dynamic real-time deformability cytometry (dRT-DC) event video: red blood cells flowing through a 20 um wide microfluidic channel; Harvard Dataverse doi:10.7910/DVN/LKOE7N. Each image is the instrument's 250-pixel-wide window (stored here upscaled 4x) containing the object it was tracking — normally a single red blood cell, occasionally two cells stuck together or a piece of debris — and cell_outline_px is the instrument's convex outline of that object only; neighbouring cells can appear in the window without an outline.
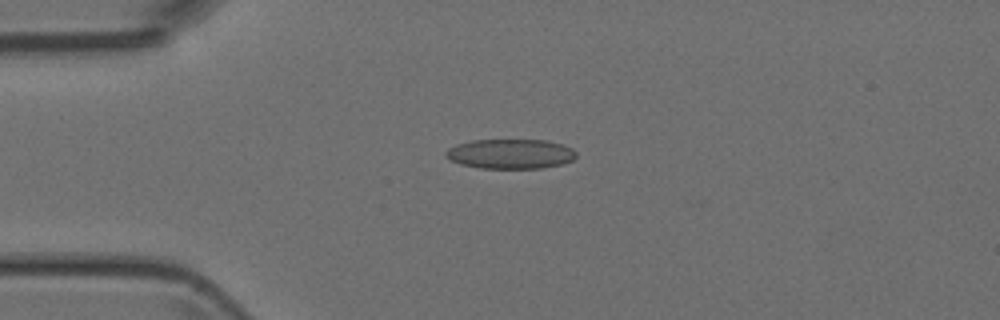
{"species": "Egyptian fruit bat (a non-hibernating species)", "species_latin": "Rousettus aegyptiacus", "temperature_condition": "room temperature", "stored_images_in_passage": 4, "camera_frame_rate_fps": 3000, "um_per_image_px": 0.085, "animal": {"sex": "female"}, "frame": {"image": 1, "passage_image": 2, "time_ms": 1.667, "image_size_px": [1000, 320], "cell_outline_px": [[576, 156], [572, 160], [560, 164], [540, 168], [480, 168], [460, 164], [444, 156], [444, 152], [448, 148], [456, 144], [472, 140], [544, 140], [560, 144], [572, 148], [576, 152]], "centroid_in_image_um": [43.34, 13.07], "position_along_channel_um": 41.7, "area_um2": 22.48}}
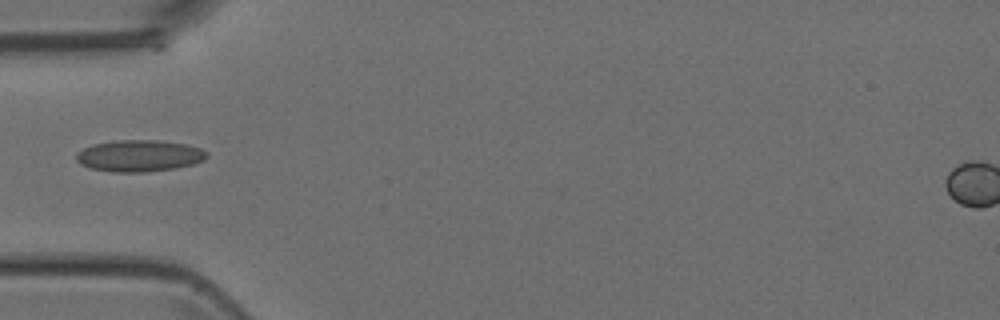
{"frame": {"image": 2, "passage_image": 3, "time_ms": 3.0, "image_size_px": [1000, 320], "cell_outline_px": [[208, 156], [204, 160], [192, 164], [176, 168], [144, 172], [112, 172], [92, 168], [80, 164], [76, 160], [76, 152], [92, 144], [120, 140], [160, 140], [188, 144], [200, 148], [208, 152]], "centroid_in_image_um": [11.85, 13.23], "position_along_channel_um": 73.1, "area_um2": 24.16}}
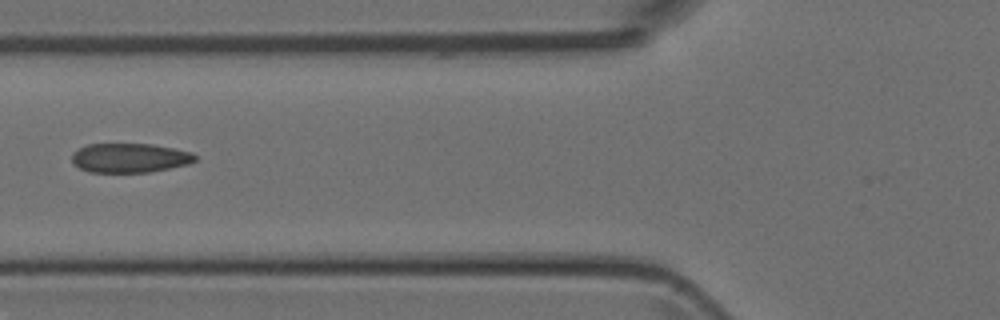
{"frame": {"image": 3, "passage_image": 4, "time_ms": 4.0, "image_size_px": [1000, 320], "cell_outline_px": [[196, 160], [188, 164], [148, 172], [88, 172], [72, 164], [72, 152], [88, 144], [152, 144], [172, 148], [188, 152], [196, 156]], "centroid_in_image_um": [10.97, 13.42], "position_along_channel_um": 114.8, "area_um2": 20.87}}